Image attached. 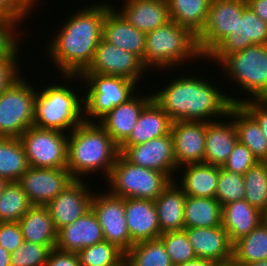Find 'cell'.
Segmentation results:
<instances>
[{"label": "cell", "mask_w": 267, "mask_h": 266, "mask_svg": "<svg viewBox=\"0 0 267 266\" xmlns=\"http://www.w3.org/2000/svg\"><path fill=\"white\" fill-rule=\"evenodd\" d=\"M182 74L172 79L164 89L152 93L154 102L168 114L172 122L215 121L227 117L230 108L242 102V97L238 99L222 92L217 85H212L213 82L203 79V74Z\"/></svg>", "instance_id": "1"}, {"label": "cell", "mask_w": 267, "mask_h": 266, "mask_svg": "<svg viewBox=\"0 0 267 266\" xmlns=\"http://www.w3.org/2000/svg\"><path fill=\"white\" fill-rule=\"evenodd\" d=\"M185 199L184 191L177 185V182L171 181L154 200L161 234L184 230Z\"/></svg>", "instance_id": "29"}, {"label": "cell", "mask_w": 267, "mask_h": 266, "mask_svg": "<svg viewBox=\"0 0 267 266\" xmlns=\"http://www.w3.org/2000/svg\"><path fill=\"white\" fill-rule=\"evenodd\" d=\"M123 266H134L133 264H131L126 257L123 258Z\"/></svg>", "instance_id": "56"}, {"label": "cell", "mask_w": 267, "mask_h": 266, "mask_svg": "<svg viewBox=\"0 0 267 266\" xmlns=\"http://www.w3.org/2000/svg\"><path fill=\"white\" fill-rule=\"evenodd\" d=\"M20 24L19 21L0 17V58L6 56H18V47H20V42L18 41H20L19 39H22L19 37L21 33L19 34L18 32L21 30V27H19Z\"/></svg>", "instance_id": "43"}, {"label": "cell", "mask_w": 267, "mask_h": 266, "mask_svg": "<svg viewBox=\"0 0 267 266\" xmlns=\"http://www.w3.org/2000/svg\"><path fill=\"white\" fill-rule=\"evenodd\" d=\"M10 258H11V253L0 246V266H11Z\"/></svg>", "instance_id": "52"}, {"label": "cell", "mask_w": 267, "mask_h": 266, "mask_svg": "<svg viewBox=\"0 0 267 266\" xmlns=\"http://www.w3.org/2000/svg\"><path fill=\"white\" fill-rule=\"evenodd\" d=\"M171 134L178 168L186 164L204 163L205 122L174 121Z\"/></svg>", "instance_id": "18"}, {"label": "cell", "mask_w": 267, "mask_h": 266, "mask_svg": "<svg viewBox=\"0 0 267 266\" xmlns=\"http://www.w3.org/2000/svg\"><path fill=\"white\" fill-rule=\"evenodd\" d=\"M104 241L102 228L92 209L57 231L55 248L65 252H79L83 248Z\"/></svg>", "instance_id": "22"}, {"label": "cell", "mask_w": 267, "mask_h": 266, "mask_svg": "<svg viewBox=\"0 0 267 266\" xmlns=\"http://www.w3.org/2000/svg\"><path fill=\"white\" fill-rule=\"evenodd\" d=\"M7 184V181L3 178L0 177V195L2 193V190L4 188V186Z\"/></svg>", "instance_id": "55"}, {"label": "cell", "mask_w": 267, "mask_h": 266, "mask_svg": "<svg viewBox=\"0 0 267 266\" xmlns=\"http://www.w3.org/2000/svg\"><path fill=\"white\" fill-rule=\"evenodd\" d=\"M74 180L67 168L29 167L17 183L32 205L46 206Z\"/></svg>", "instance_id": "16"}, {"label": "cell", "mask_w": 267, "mask_h": 266, "mask_svg": "<svg viewBox=\"0 0 267 266\" xmlns=\"http://www.w3.org/2000/svg\"><path fill=\"white\" fill-rule=\"evenodd\" d=\"M55 246H45L24 241L22 245L11 253V266H46L51 249Z\"/></svg>", "instance_id": "42"}, {"label": "cell", "mask_w": 267, "mask_h": 266, "mask_svg": "<svg viewBox=\"0 0 267 266\" xmlns=\"http://www.w3.org/2000/svg\"><path fill=\"white\" fill-rule=\"evenodd\" d=\"M32 206L17 182H7L0 195V222H18Z\"/></svg>", "instance_id": "37"}, {"label": "cell", "mask_w": 267, "mask_h": 266, "mask_svg": "<svg viewBox=\"0 0 267 266\" xmlns=\"http://www.w3.org/2000/svg\"><path fill=\"white\" fill-rule=\"evenodd\" d=\"M184 230L197 258L207 259L216 264L232 261L233 244L222 225Z\"/></svg>", "instance_id": "19"}, {"label": "cell", "mask_w": 267, "mask_h": 266, "mask_svg": "<svg viewBox=\"0 0 267 266\" xmlns=\"http://www.w3.org/2000/svg\"><path fill=\"white\" fill-rule=\"evenodd\" d=\"M263 222L267 223V208H266V210L263 212Z\"/></svg>", "instance_id": "57"}, {"label": "cell", "mask_w": 267, "mask_h": 266, "mask_svg": "<svg viewBox=\"0 0 267 266\" xmlns=\"http://www.w3.org/2000/svg\"><path fill=\"white\" fill-rule=\"evenodd\" d=\"M263 222V213L245 199L222 206V226L233 244Z\"/></svg>", "instance_id": "28"}, {"label": "cell", "mask_w": 267, "mask_h": 266, "mask_svg": "<svg viewBox=\"0 0 267 266\" xmlns=\"http://www.w3.org/2000/svg\"><path fill=\"white\" fill-rule=\"evenodd\" d=\"M211 0H167L170 20L197 36L203 29Z\"/></svg>", "instance_id": "33"}, {"label": "cell", "mask_w": 267, "mask_h": 266, "mask_svg": "<svg viewBox=\"0 0 267 266\" xmlns=\"http://www.w3.org/2000/svg\"><path fill=\"white\" fill-rule=\"evenodd\" d=\"M46 266H80L78 253L53 248L49 252Z\"/></svg>", "instance_id": "49"}, {"label": "cell", "mask_w": 267, "mask_h": 266, "mask_svg": "<svg viewBox=\"0 0 267 266\" xmlns=\"http://www.w3.org/2000/svg\"><path fill=\"white\" fill-rule=\"evenodd\" d=\"M24 242L18 222H0V246L10 253L17 250Z\"/></svg>", "instance_id": "46"}, {"label": "cell", "mask_w": 267, "mask_h": 266, "mask_svg": "<svg viewBox=\"0 0 267 266\" xmlns=\"http://www.w3.org/2000/svg\"><path fill=\"white\" fill-rule=\"evenodd\" d=\"M228 115L234 119L238 141L247 146L259 162H267V140L257 121L240 104H234Z\"/></svg>", "instance_id": "31"}, {"label": "cell", "mask_w": 267, "mask_h": 266, "mask_svg": "<svg viewBox=\"0 0 267 266\" xmlns=\"http://www.w3.org/2000/svg\"><path fill=\"white\" fill-rule=\"evenodd\" d=\"M18 223L24 241L45 246L56 245L57 230L46 206L33 205Z\"/></svg>", "instance_id": "30"}, {"label": "cell", "mask_w": 267, "mask_h": 266, "mask_svg": "<svg viewBox=\"0 0 267 266\" xmlns=\"http://www.w3.org/2000/svg\"><path fill=\"white\" fill-rule=\"evenodd\" d=\"M77 77V78H76ZM62 79L74 81L79 79L85 83L84 96L85 121L98 122L115 106L126 102L137 90V84L124 77L108 76L94 73L81 75H63ZM68 79V80H67ZM97 119V120H96Z\"/></svg>", "instance_id": "6"}, {"label": "cell", "mask_w": 267, "mask_h": 266, "mask_svg": "<svg viewBox=\"0 0 267 266\" xmlns=\"http://www.w3.org/2000/svg\"><path fill=\"white\" fill-rule=\"evenodd\" d=\"M125 218L129 234L135 243L160 237L161 230L153 200L125 199Z\"/></svg>", "instance_id": "25"}, {"label": "cell", "mask_w": 267, "mask_h": 266, "mask_svg": "<svg viewBox=\"0 0 267 266\" xmlns=\"http://www.w3.org/2000/svg\"><path fill=\"white\" fill-rule=\"evenodd\" d=\"M19 76L0 94V137L19 138L34 124L35 88Z\"/></svg>", "instance_id": "9"}, {"label": "cell", "mask_w": 267, "mask_h": 266, "mask_svg": "<svg viewBox=\"0 0 267 266\" xmlns=\"http://www.w3.org/2000/svg\"><path fill=\"white\" fill-rule=\"evenodd\" d=\"M39 0H0V17L8 18L13 21H22L30 19V12L34 11L35 5ZM33 8V9H32Z\"/></svg>", "instance_id": "45"}, {"label": "cell", "mask_w": 267, "mask_h": 266, "mask_svg": "<svg viewBox=\"0 0 267 266\" xmlns=\"http://www.w3.org/2000/svg\"><path fill=\"white\" fill-rule=\"evenodd\" d=\"M242 266H267V260L253 262V263L242 265Z\"/></svg>", "instance_id": "53"}, {"label": "cell", "mask_w": 267, "mask_h": 266, "mask_svg": "<svg viewBox=\"0 0 267 266\" xmlns=\"http://www.w3.org/2000/svg\"><path fill=\"white\" fill-rule=\"evenodd\" d=\"M215 264V262L207 259L196 258L192 261H188L177 266H215Z\"/></svg>", "instance_id": "51"}, {"label": "cell", "mask_w": 267, "mask_h": 266, "mask_svg": "<svg viewBox=\"0 0 267 266\" xmlns=\"http://www.w3.org/2000/svg\"><path fill=\"white\" fill-rule=\"evenodd\" d=\"M218 65L229 81L248 94V100L267 99V45H250L227 55Z\"/></svg>", "instance_id": "7"}, {"label": "cell", "mask_w": 267, "mask_h": 266, "mask_svg": "<svg viewBox=\"0 0 267 266\" xmlns=\"http://www.w3.org/2000/svg\"><path fill=\"white\" fill-rule=\"evenodd\" d=\"M176 173L180 174L181 181L176 178L174 181L178 182L177 185L187 196L215 198L219 178L218 166L192 163L179 167Z\"/></svg>", "instance_id": "26"}, {"label": "cell", "mask_w": 267, "mask_h": 266, "mask_svg": "<svg viewBox=\"0 0 267 266\" xmlns=\"http://www.w3.org/2000/svg\"><path fill=\"white\" fill-rule=\"evenodd\" d=\"M245 200L262 213L267 208V162H257L244 174Z\"/></svg>", "instance_id": "38"}, {"label": "cell", "mask_w": 267, "mask_h": 266, "mask_svg": "<svg viewBox=\"0 0 267 266\" xmlns=\"http://www.w3.org/2000/svg\"><path fill=\"white\" fill-rule=\"evenodd\" d=\"M215 266H240V265L239 264H236L233 261H229V262H226V263H218V264H215Z\"/></svg>", "instance_id": "54"}, {"label": "cell", "mask_w": 267, "mask_h": 266, "mask_svg": "<svg viewBox=\"0 0 267 266\" xmlns=\"http://www.w3.org/2000/svg\"><path fill=\"white\" fill-rule=\"evenodd\" d=\"M111 7L104 17L102 38L108 43L136 55L144 65L146 33L129 24Z\"/></svg>", "instance_id": "21"}, {"label": "cell", "mask_w": 267, "mask_h": 266, "mask_svg": "<svg viewBox=\"0 0 267 266\" xmlns=\"http://www.w3.org/2000/svg\"><path fill=\"white\" fill-rule=\"evenodd\" d=\"M120 153L132 164L160 171L172 181L176 177L177 164L171 132L165 136L151 139L133 146H119Z\"/></svg>", "instance_id": "15"}, {"label": "cell", "mask_w": 267, "mask_h": 266, "mask_svg": "<svg viewBox=\"0 0 267 266\" xmlns=\"http://www.w3.org/2000/svg\"><path fill=\"white\" fill-rule=\"evenodd\" d=\"M80 266H115L125 253L116 245L102 241L78 252Z\"/></svg>", "instance_id": "39"}, {"label": "cell", "mask_w": 267, "mask_h": 266, "mask_svg": "<svg viewBox=\"0 0 267 266\" xmlns=\"http://www.w3.org/2000/svg\"><path fill=\"white\" fill-rule=\"evenodd\" d=\"M222 225V206L215 198L187 196L184 203V227L207 228Z\"/></svg>", "instance_id": "32"}, {"label": "cell", "mask_w": 267, "mask_h": 266, "mask_svg": "<svg viewBox=\"0 0 267 266\" xmlns=\"http://www.w3.org/2000/svg\"><path fill=\"white\" fill-rule=\"evenodd\" d=\"M89 189L90 186L84 180L75 179L46 205L57 231L91 209L94 192Z\"/></svg>", "instance_id": "17"}, {"label": "cell", "mask_w": 267, "mask_h": 266, "mask_svg": "<svg viewBox=\"0 0 267 266\" xmlns=\"http://www.w3.org/2000/svg\"><path fill=\"white\" fill-rule=\"evenodd\" d=\"M119 154V145L98 122L83 121L68 134L66 168L77 180L97 172L107 179Z\"/></svg>", "instance_id": "3"}, {"label": "cell", "mask_w": 267, "mask_h": 266, "mask_svg": "<svg viewBox=\"0 0 267 266\" xmlns=\"http://www.w3.org/2000/svg\"><path fill=\"white\" fill-rule=\"evenodd\" d=\"M125 257L134 266H173L160 238L135 243Z\"/></svg>", "instance_id": "36"}, {"label": "cell", "mask_w": 267, "mask_h": 266, "mask_svg": "<svg viewBox=\"0 0 267 266\" xmlns=\"http://www.w3.org/2000/svg\"><path fill=\"white\" fill-rule=\"evenodd\" d=\"M227 117L205 122L204 163L222 167L236 145L238 141L236 126L233 119L229 115Z\"/></svg>", "instance_id": "24"}, {"label": "cell", "mask_w": 267, "mask_h": 266, "mask_svg": "<svg viewBox=\"0 0 267 266\" xmlns=\"http://www.w3.org/2000/svg\"><path fill=\"white\" fill-rule=\"evenodd\" d=\"M159 238L162 240L173 266L197 258L185 230L165 232Z\"/></svg>", "instance_id": "41"}, {"label": "cell", "mask_w": 267, "mask_h": 266, "mask_svg": "<svg viewBox=\"0 0 267 266\" xmlns=\"http://www.w3.org/2000/svg\"><path fill=\"white\" fill-rule=\"evenodd\" d=\"M171 124L168 114L152 99L141 111L129 137L120 146H133L165 136L171 132Z\"/></svg>", "instance_id": "27"}, {"label": "cell", "mask_w": 267, "mask_h": 266, "mask_svg": "<svg viewBox=\"0 0 267 266\" xmlns=\"http://www.w3.org/2000/svg\"><path fill=\"white\" fill-rule=\"evenodd\" d=\"M115 266H123V259L118 264H116Z\"/></svg>", "instance_id": "58"}, {"label": "cell", "mask_w": 267, "mask_h": 266, "mask_svg": "<svg viewBox=\"0 0 267 266\" xmlns=\"http://www.w3.org/2000/svg\"><path fill=\"white\" fill-rule=\"evenodd\" d=\"M118 12L125 20L144 33L170 21L167 0H124ZM122 7V8H121Z\"/></svg>", "instance_id": "23"}, {"label": "cell", "mask_w": 267, "mask_h": 266, "mask_svg": "<svg viewBox=\"0 0 267 266\" xmlns=\"http://www.w3.org/2000/svg\"><path fill=\"white\" fill-rule=\"evenodd\" d=\"M257 162L258 160L254 157L251 150L237 141L226 163L222 167L228 171L243 175Z\"/></svg>", "instance_id": "44"}, {"label": "cell", "mask_w": 267, "mask_h": 266, "mask_svg": "<svg viewBox=\"0 0 267 266\" xmlns=\"http://www.w3.org/2000/svg\"><path fill=\"white\" fill-rule=\"evenodd\" d=\"M240 105L257 121L267 140V99H245Z\"/></svg>", "instance_id": "48"}, {"label": "cell", "mask_w": 267, "mask_h": 266, "mask_svg": "<svg viewBox=\"0 0 267 266\" xmlns=\"http://www.w3.org/2000/svg\"><path fill=\"white\" fill-rule=\"evenodd\" d=\"M152 100V94L137 96L136 93L126 102L115 106L98 123L120 146L131 134L144 107Z\"/></svg>", "instance_id": "20"}, {"label": "cell", "mask_w": 267, "mask_h": 266, "mask_svg": "<svg viewBox=\"0 0 267 266\" xmlns=\"http://www.w3.org/2000/svg\"><path fill=\"white\" fill-rule=\"evenodd\" d=\"M245 198L244 177L219 167V178L215 199L221 206L227 203L237 202Z\"/></svg>", "instance_id": "40"}, {"label": "cell", "mask_w": 267, "mask_h": 266, "mask_svg": "<svg viewBox=\"0 0 267 266\" xmlns=\"http://www.w3.org/2000/svg\"><path fill=\"white\" fill-rule=\"evenodd\" d=\"M19 56L0 58V94L22 73Z\"/></svg>", "instance_id": "47"}, {"label": "cell", "mask_w": 267, "mask_h": 266, "mask_svg": "<svg viewBox=\"0 0 267 266\" xmlns=\"http://www.w3.org/2000/svg\"><path fill=\"white\" fill-rule=\"evenodd\" d=\"M267 260V223L233 243L232 261L240 266Z\"/></svg>", "instance_id": "34"}, {"label": "cell", "mask_w": 267, "mask_h": 266, "mask_svg": "<svg viewBox=\"0 0 267 266\" xmlns=\"http://www.w3.org/2000/svg\"><path fill=\"white\" fill-rule=\"evenodd\" d=\"M29 169L27 156L19 138L0 137V177L17 182Z\"/></svg>", "instance_id": "35"}, {"label": "cell", "mask_w": 267, "mask_h": 266, "mask_svg": "<svg viewBox=\"0 0 267 266\" xmlns=\"http://www.w3.org/2000/svg\"><path fill=\"white\" fill-rule=\"evenodd\" d=\"M246 6V0L210 1L206 23L196 36L204 58L234 29Z\"/></svg>", "instance_id": "12"}, {"label": "cell", "mask_w": 267, "mask_h": 266, "mask_svg": "<svg viewBox=\"0 0 267 266\" xmlns=\"http://www.w3.org/2000/svg\"><path fill=\"white\" fill-rule=\"evenodd\" d=\"M19 139L29 167H67L68 133L32 126Z\"/></svg>", "instance_id": "10"}, {"label": "cell", "mask_w": 267, "mask_h": 266, "mask_svg": "<svg viewBox=\"0 0 267 266\" xmlns=\"http://www.w3.org/2000/svg\"><path fill=\"white\" fill-rule=\"evenodd\" d=\"M112 3L95 2L68 16L47 46L48 55L59 73L81 75L91 64L102 39L103 22Z\"/></svg>", "instance_id": "2"}, {"label": "cell", "mask_w": 267, "mask_h": 266, "mask_svg": "<svg viewBox=\"0 0 267 266\" xmlns=\"http://www.w3.org/2000/svg\"><path fill=\"white\" fill-rule=\"evenodd\" d=\"M198 58L204 57L199 52L196 36L172 20L146 33L144 66L149 71L153 67L152 70L175 69L185 64L184 61L188 63L192 59L193 62Z\"/></svg>", "instance_id": "4"}, {"label": "cell", "mask_w": 267, "mask_h": 266, "mask_svg": "<svg viewBox=\"0 0 267 266\" xmlns=\"http://www.w3.org/2000/svg\"><path fill=\"white\" fill-rule=\"evenodd\" d=\"M106 180L114 196L153 201L172 181L160 171L132 164L121 153Z\"/></svg>", "instance_id": "8"}, {"label": "cell", "mask_w": 267, "mask_h": 266, "mask_svg": "<svg viewBox=\"0 0 267 266\" xmlns=\"http://www.w3.org/2000/svg\"><path fill=\"white\" fill-rule=\"evenodd\" d=\"M250 9L267 23V0H246Z\"/></svg>", "instance_id": "50"}, {"label": "cell", "mask_w": 267, "mask_h": 266, "mask_svg": "<svg viewBox=\"0 0 267 266\" xmlns=\"http://www.w3.org/2000/svg\"><path fill=\"white\" fill-rule=\"evenodd\" d=\"M147 72L149 73L148 69L136 55L116 47L102 38L91 64L83 73L124 77L138 85L141 76Z\"/></svg>", "instance_id": "14"}, {"label": "cell", "mask_w": 267, "mask_h": 266, "mask_svg": "<svg viewBox=\"0 0 267 266\" xmlns=\"http://www.w3.org/2000/svg\"><path fill=\"white\" fill-rule=\"evenodd\" d=\"M95 192L91 209L102 228L104 240L126 254L135 242L131 239L125 218V198L114 196L108 191L105 194Z\"/></svg>", "instance_id": "11"}, {"label": "cell", "mask_w": 267, "mask_h": 266, "mask_svg": "<svg viewBox=\"0 0 267 266\" xmlns=\"http://www.w3.org/2000/svg\"><path fill=\"white\" fill-rule=\"evenodd\" d=\"M67 84L44 86L35 91L34 127L70 133L85 121L84 96Z\"/></svg>", "instance_id": "5"}, {"label": "cell", "mask_w": 267, "mask_h": 266, "mask_svg": "<svg viewBox=\"0 0 267 266\" xmlns=\"http://www.w3.org/2000/svg\"><path fill=\"white\" fill-rule=\"evenodd\" d=\"M253 44L267 45V23L247 5L233 30L205 57L219 64L227 55Z\"/></svg>", "instance_id": "13"}]
</instances>
